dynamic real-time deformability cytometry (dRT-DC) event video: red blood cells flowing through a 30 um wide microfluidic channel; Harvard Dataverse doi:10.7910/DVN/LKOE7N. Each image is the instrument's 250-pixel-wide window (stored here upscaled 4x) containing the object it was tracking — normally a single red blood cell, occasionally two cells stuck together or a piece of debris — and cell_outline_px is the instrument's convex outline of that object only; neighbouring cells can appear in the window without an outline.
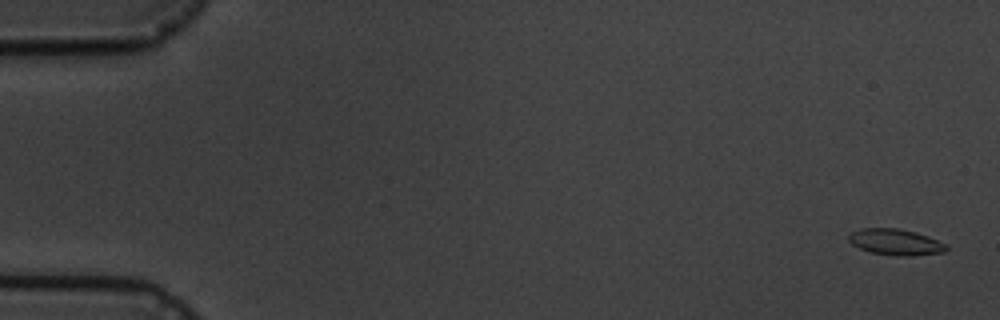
{"species": "common noctule bat (a hibernating species)", "species_latin": "Nyctalus noctula", "temperature_condition": "cold", "stored_images_in_passage": 15, "camera_frame_rate_fps": 3000, "um_per_image_px": 0.085, "animal": {"sex": "male", "body_mass_g": 19.5, "forearm_length_mm": 54.6}, "frame": {"image": 1, "passage_image": 1, "time_ms": 0.0, "image_size_px": [1000, 320], "cell_outline_px": [[948, 248], [944, 252], [912, 256], [896, 256], [868, 252], [852, 244], [848, 240], [848, 236], [852, 232], [860, 228], [896, 228], [916, 232], [928, 236], [948, 244]], "centroid_in_image_um": [76.13, 20.58], "position_along_channel_um": 8.9, "area_um2": 15.03}}
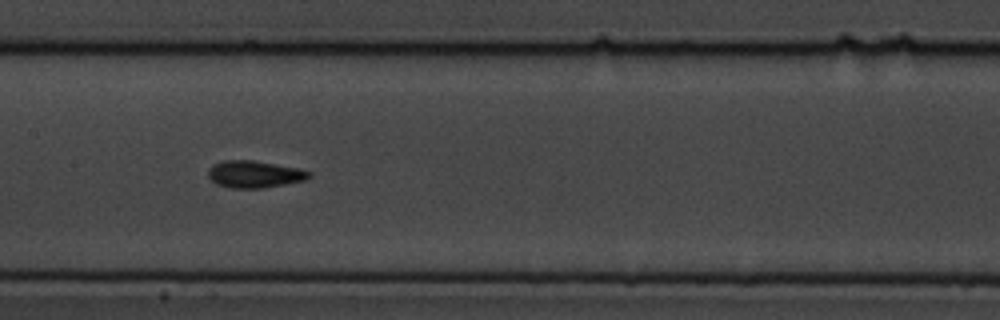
{"frame": {"image": 2, "passage_image": 8, "time_ms": 9.0, "image_size_px": [1000, 320], "cell_outline_px": [[312, 176], [304, 180], [264, 188], [228, 188], [216, 184], [208, 176], [208, 168], [212, 164], [224, 160], [252, 160], [300, 168], [312, 172]], "centroid_in_image_um": [21.62, 14.8], "position_along_channel_um": 185.8, "area_um2": 16.07}}
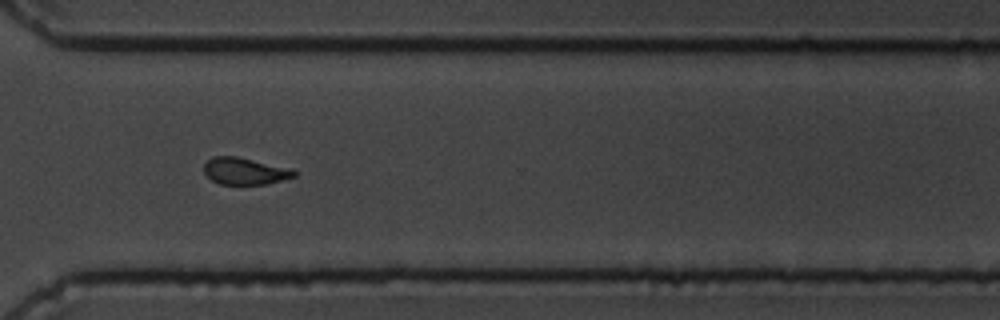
{"frame": {"image": 3, "passage_image": 12, "time_ms": 13.667, "image_size_px": [1000, 320], "cell_outline_px": [[296, 176], [268, 184], [220, 184], [212, 180], [204, 172], [204, 164], [212, 156], [236, 156], [292, 168], [296, 172]], "centroid_in_image_um": [20.83, 14.54], "position_along_channel_um": 349.8, "area_um2": 14.16}, "authors_computed_cell_mechanics": {"area_um2": 15.028, "velocity_mm_per_s": 3.522, "shape_relaxation_time_tau1_ms": 4.1587, "shape_relaxation_time_tau2_ms": 1.759, "deformation_change_tau1": 0.0978, "deformation_change_tau2": 0.0524}}